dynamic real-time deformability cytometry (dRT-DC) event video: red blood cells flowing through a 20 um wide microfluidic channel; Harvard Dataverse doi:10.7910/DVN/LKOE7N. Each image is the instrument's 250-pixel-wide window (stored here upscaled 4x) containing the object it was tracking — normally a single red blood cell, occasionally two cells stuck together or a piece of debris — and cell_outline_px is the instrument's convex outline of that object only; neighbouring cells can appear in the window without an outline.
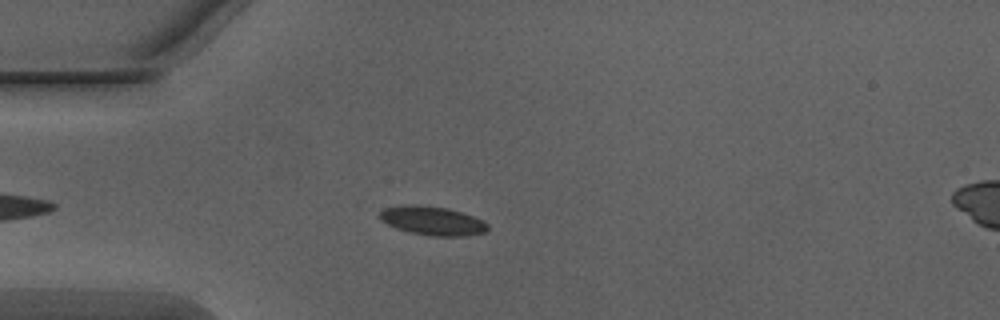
{"species": "Egyptian fruit bat (a non-hibernating species)", "species_latin": "Rousettus aegyptiacus", "temperature_condition": "warm", "stored_images_in_passage": 44, "camera_frame_rate_fps": 3000, "um_per_image_px": 0.085, "animal": {"sex": "male"}, "frame": {"image": 1, "passage_image": 10, "time_ms": 3.0, "image_size_px": [1000, 320], "cell_outline_px": [[488, 228], [484, 232], [464, 236], [436, 236], [412, 232], [396, 228], [380, 220], [380, 212], [384, 208], [408, 204], [416, 204], [448, 208], [484, 220], [488, 224]], "centroid_in_image_um": [36.76, 18.75], "position_along_channel_um": 48.2, "area_um2": 17.98}}
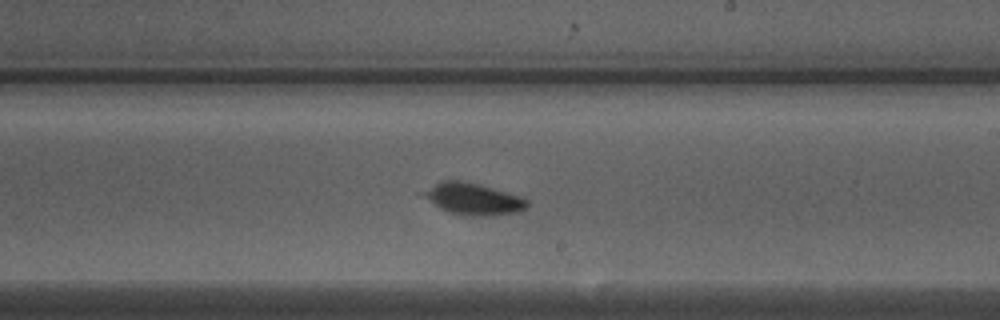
{"frame": {"image": 2, "passage_image": 26, "time_ms": 8.333, "image_size_px": [1000, 320], "cell_outline_px": [[528, 204], [520, 212], [488, 216], [468, 216], [448, 212], [440, 208], [416, 192], [440, 180], [460, 180], [480, 184], [524, 196], [528, 200]], "centroid_in_image_um": [40.18, 16.89], "position_along_channel_um": 248.8, "area_um2": 19.77}}
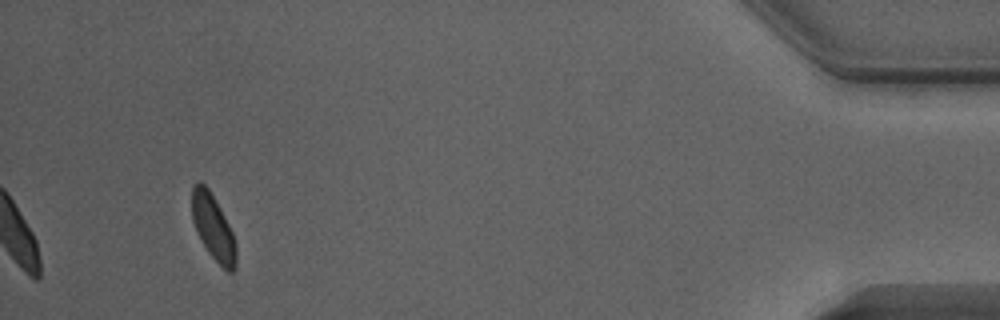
{"frame": {"image": 3, "passage_image": 44, "time_ms": 14.333, "image_size_px": [1000, 320], "cell_outline_px": [[236, 268], [232, 272], [228, 272], [208, 252], [196, 232], [192, 220], [192, 184], [200, 180], [208, 188], [228, 224], [232, 232], [236, 244]], "centroid_in_image_um": [18.1, 19.32], "position_along_channel_um": 417.1, "area_um2": 16.65}}